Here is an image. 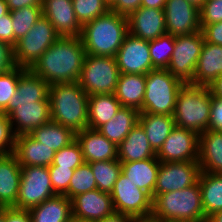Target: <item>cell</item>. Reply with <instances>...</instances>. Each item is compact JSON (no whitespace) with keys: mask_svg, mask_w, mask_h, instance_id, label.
<instances>
[{"mask_svg":"<svg viewBox=\"0 0 222 222\" xmlns=\"http://www.w3.org/2000/svg\"><path fill=\"white\" fill-rule=\"evenodd\" d=\"M146 88L140 113L173 116L176 97L184 83L167 69H154L146 75Z\"/></svg>","mask_w":222,"mask_h":222,"instance_id":"6","label":"cell"},{"mask_svg":"<svg viewBox=\"0 0 222 222\" xmlns=\"http://www.w3.org/2000/svg\"><path fill=\"white\" fill-rule=\"evenodd\" d=\"M60 37L45 16H41L29 32L13 47L15 66L30 69L39 57Z\"/></svg>","mask_w":222,"mask_h":222,"instance_id":"8","label":"cell"},{"mask_svg":"<svg viewBox=\"0 0 222 222\" xmlns=\"http://www.w3.org/2000/svg\"><path fill=\"white\" fill-rule=\"evenodd\" d=\"M86 52L79 36H60L30 70L49 85L79 81Z\"/></svg>","mask_w":222,"mask_h":222,"instance_id":"1","label":"cell"},{"mask_svg":"<svg viewBox=\"0 0 222 222\" xmlns=\"http://www.w3.org/2000/svg\"><path fill=\"white\" fill-rule=\"evenodd\" d=\"M0 41L8 43L12 47L17 43V40L14 38L10 11L0 18Z\"/></svg>","mask_w":222,"mask_h":222,"instance_id":"45","label":"cell"},{"mask_svg":"<svg viewBox=\"0 0 222 222\" xmlns=\"http://www.w3.org/2000/svg\"><path fill=\"white\" fill-rule=\"evenodd\" d=\"M21 180V165L13 152L0 154V207H14Z\"/></svg>","mask_w":222,"mask_h":222,"instance_id":"21","label":"cell"},{"mask_svg":"<svg viewBox=\"0 0 222 222\" xmlns=\"http://www.w3.org/2000/svg\"><path fill=\"white\" fill-rule=\"evenodd\" d=\"M150 217L161 222H207L199 183L152 197Z\"/></svg>","mask_w":222,"mask_h":222,"instance_id":"4","label":"cell"},{"mask_svg":"<svg viewBox=\"0 0 222 222\" xmlns=\"http://www.w3.org/2000/svg\"><path fill=\"white\" fill-rule=\"evenodd\" d=\"M128 33L127 17L109 10L82 25L79 37L86 54L115 57Z\"/></svg>","mask_w":222,"mask_h":222,"instance_id":"2","label":"cell"},{"mask_svg":"<svg viewBox=\"0 0 222 222\" xmlns=\"http://www.w3.org/2000/svg\"><path fill=\"white\" fill-rule=\"evenodd\" d=\"M97 183V189L101 192L111 193L121 171V162L108 160L89 163Z\"/></svg>","mask_w":222,"mask_h":222,"instance_id":"35","label":"cell"},{"mask_svg":"<svg viewBox=\"0 0 222 222\" xmlns=\"http://www.w3.org/2000/svg\"><path fill=\"white\" fill-rule=\"evenodd\" d=\"M145 88L146 78L144 74L120 73L115 96L121 106L134 108L141 112Z\"/></svg>","mask_w":222,"mask_h":222,"instance_id":"27","label":"cell"},{"mask_svg":"<svg viewBox=\"0 0 222 222\" xmlns=\"http://www.w3.org/2000/svg\"><path fill=\"white\" fill-rule=\"evenodd\" d=\"M200 173L198 161L160 162L154 195L190 187L198 182Z\"/></svg>","mask_w":222,"mask_h":222,"instance_id":"13","label":"cell"},{"mask_svg":"<svg viewBox=\"0 0 222 222\" xmlns=\"http://www.w3.org/2000/svg\"><path fill=\"white\" fill-rule=\"evenodd\" d=\"M16 136L30 134L51 121L50 101H10L3 111Z\"/></svg>","mask_w":222,"mask_h":222,"instance_id":"11","label":"cell"},{"mask_svg":"<svg viewBox=\"0 0 222 222\" xmlns=\"http://www.w3.org/2000/svg\"><path fill=\"white\" fill-rule=\"evenodd\" d=\"M119 75L115 57L86 54L78 83L88 96L115 94Z\"/></svg>","mask_w":222,"mask_h":222,"instance_id":"7","label":"cell"},{"mask_svg":"<svg viewBox=\"0 0 222 222\" xmlns=\"http://www.w3.org/2000/svg\"><path fill=\"white\" fill-rule=\"evenodd\" d=\"M84 163L83 154L79 143L75 140L55 153L50 166H60L76 169Z\"/></svg>","mask_w":222,"mask_h":222,"instance_id":"41","label":"cell"},{"mask_svg":"<svg viewBox=\"0 0 222 222\" xmlns=\"http://www.w3.org/2000/svg\"><path fill=\"white\" fill-rule=\"evenodd\" d=\"M222 22V0H205L200 8V26Z\"/></svg>","mask_w":222,"mask_h":222,"instance_id":"43","label":"cell"},{"mask_svg":"<svg viewBox=\"0 0 222 222\" xmlns=\"http://www.w3.org/2000/svg\"><path fill=\"white\" fill-rule=\"evenodd\" d=\"M14 67L13 47L0 41V74L6 73Z\"/></svg>","mask_w":222,"mask_h":222,"instance_id":"47","label":"cell"},{"mask_svg":"<svg viewBox=\"0 0 222 222\" xmlns=\"http://www.w3.org/2000/svg\"><path fill=\"white\" fill-rule=\"evenodd\" d=\"M15 135L6 115L0 111V154L13 152Z\"/></svg>","mask_w":222,"mask_h":222,"instance_id":"44","label":"cell"},{"mask_svg":"<svg viewBox=\"0 0 222 222\" xmlns=\"http://www.w3.org/2000/svg\"><path fill=\"white\" fill-rule=\"evenodd\" d=\"M203 45L202 31L175 37L174 51L167 70L184 84L191 83Z\"/></svg>","mask_w":222,"mask_h":222,"instance_id":"10","label":"cell"},{"mask_svg":"<svg viewBox=\"0 0 222 222\" xmlns=\"http://www.w3.org/2000/svg\"><path fill=\"white\" fill-rule=\"evenodd\" d=\"M159 168L160 161L157 157L132 162H121L122 173L151 198L154 195Z\"/></svg>","mask_w":222,"mask_h":222,"instance_id":"23","label":"cell"},{"mask_svg":"<svg viewBox=\"0 0 222 222\" xmlns=\"http://www.w3.org/2000/svg\"><path fill=\"white\" fill-rule=\"evenodd\" d=\"M69 222H94V221L82 220L72 216Z\"/></svg>","mask_w":222,"mask_h":222,"instance_id":"59","label":"cell"},{"mask_svg":"<svg viewBox=\"0 0 222 222\" xmlns=\"http://www.w3.org/2000/svg\"><path fill=\"white\" fill-rule=\"evenodd\" d=\"M222 74V45L204 41L193 81L190 84L207 86Z\"/></svg>","mask_w":222,"mask_h":222,"instance_id":"25","label":"cell"},{"mask_svg":"<svg viewBox=\"0 0 222 222\" xmlns=\"http://www.w3.org/2000/svg\"><path fill=\"white\" fill-rule=\"evenodd\" d=\"M127 19L129 33L143 40H155L167 33L164 9L141 6Z\"/></svg>","mask_w":222,"mask_h":222,"instance_id":"18","label":"cell"},{"mask_svg":"<svg viewBox=\"0 0 222 222\" xmlns=\"http://www.w3.org/2000/svg\"><path fill=\"white\" fill-rule=\"evenodd\" d=\"M4 222H32L28 210L4 208Z\"/></svg>","mask_w":222,"mask_h":222,"instance_id":"50","label":"cell"},{"mask_svg":"<svg viewBox=\"0 0 222 222\" xmlns=\"http://www.w3.org/2000/svg\"><path fill=\"white\" fill-rule=\"evenodd\" d=\"M133 218L129 215L122 214L119 212H114L113 214L105 217L102 220L96 222H131Z\"/></svg>","mask_w":222,"mask_h":222,"instance_id":"53","label":"cell"},{"mask_svg":"<svg viewBox=\"0 0 222 222\" xmlns=\"http://www.w3.org/2000/svg\"><path fill=\"white\" fill-rule=\"evenodd\" d=\"M198 183L201 189L205 217L222 210V174L201 172Z\"/></svg>","mask_w":222,"mask_h":222,"instance_id":"33","label":"cell"},{"mask_svg":"<svg viewBox=\"0 0 222 222\" xmlns=\"http://www.w3.org/2000/svg\"><path fill=\"white\" fill-rule=\"evenodd\" d=\"M209 129L222 131V99L212 97Z\"/></svg>","mask_w":222,"mask_h":222,"instance_id":"46","label":"cell"},{"mask_svg":"<svg viewBox=\"0 0 222 222\" xmlns=\"http://www.w3.org/2000/svg\"><path fill=\"white\" fill-rule=\"evenodd\" d=\"M122 74H144L154 70L150 57L149 41L128 33L115 56Z\"/></svg>","mask_w":222,"mask_h":222,"instance_id":"15","label":"cell"},{"mask_svg":"<svg viewBox=\"0 0 222 222\" xmlns=\"http://www.w3.org/2000/svg\"><path fill=\"white\" fill-rule=\"evenodd\" d=\"M201 172L222 174V131L208 129L199 135Z\"/></svg>","mask_w":222,"mask_h":222,"instance_id":"24","label":"cell"},{"mask_svg":"<svg viewBox=\"0 0 222 222\" xmlns=\"http://www.w3.org/2000/svg\"><path fill=\"white\" fill-rule=\"evenodd\" d=\"M51 121L75 133L88 127V94L78 82L49 85Z\"/></svg>","mask_w":222,"mask_h":222,"instance_id":"3","label":"cell"},{"mask_svg":"<svg viewBox=\"0 0 222 222\" xmlns=\"http://www.w3.org/2000/svg\"><path fill=\"white\" fill-rule=\"evenodd\" d=\"M156 157L142 126L135 125L118 145V160L132 162Z\"/></svg>","mask_w":222,"mask_h":222,"instance_id":"26","label":"cell"},{"mask_svg":"<svg viewBox=\"0 0 222 222\" xmlns=\"http://www.w3.org/2000/svg\"><path fill=\"white\" fill-rule=\"evenodd\" d=\"M211 94L207 86L184 84L176 97L173 118L175 126L199 135L209 129Z\"/></svg>","mask_w":222,"mask_h":222,"instance_id":"5","label":"cell"},{"mask_svg":"<svg viewBox=\"0 0 222 222\" xmlns=\"http://www.w3.org/2000/svg\"><path fill=\"white\" fill-rule=\"evenodd\" d=\"M174 44L175 37L167 33L149 41L150 57L155 69H167L174 51Z\"/></svg>","mask_w":222,"mask_h":222,"instance_id":"36","label":"cell"},{"mask_svg":"<svg viewBox=\"0 0 222 222\" xmlns=\"http://www.w3.org/2000/svg\"><path fill=\"white\" fill-rule=\"evenodd\" d=\"M48 170L55 194L64 195L68 191V186L75 169L60 166H49Z\"/></svg>","mask_w":222,"mask_h":222,"instance_id":"42","label":"cell"},{"mask_svg":"<svg viewBox=\"0 0 222 222\" xmlns=\"http://www.w3.org/2000/svg\"><path fill=\"white\" fill-rule=\"evenodd\" d=\"M25 70L23 67L15 66L6 73L0 74V111L3 112L7 108L17 91L19 77Z\"/></svg>","mask_w":222,"mask_h":222,"instance_id":"40","label":"cell"},{"mask_svg":"<svg viewBox=\"0 0 222 222\" xmlns=\"http://www.w3.org/2000/svg\"><path fill=\"white\" fill-rule=\"evenodd\" d=\"M14 38L18 41L26 35L42 16V6H26L11 11Z\"/></svg>","mask_w":222,"mask_h":222,"instance_id":"37","label":"cell"},{"mask_svg":"<svg viewBox=\"0 0 222 222\" xmlns=\"http://www.w3.org/2000/svg\"><path fill=\"white\" fill-rule=\"evenodd\" d=\"M138 123L144 129L150 146L156 153L175 127V121L171 115L139 113Z\"/></svg>","mask_w":222,"mask_h":222,"instance_id":"29","label":"cell"},{"mask_svg":"<svg viewBox=\"0 0 222 222\" xmlns=\"http://www.w3.org/2000/svg\"><path fill=\"white\" fill-rule=\"evenodd\" d=\"M139 111L121 106L116 115L102 125L98 131L117 146L125 139L131 129L138 124Z\"/></svg>","mask_w":222,"mask_h":222,"instance_id":"30","label":"cell"},{"mask_svg":"<svg viewBox=\"0 0 222 222\" xmlns=\"http://www.w3.org/2000/svg\"><path fill=\"white\" fill-rule=\"evenodd\" d=\"M115 212L132 218H147L152 212V198L136 187L121 172L110 193Z\"/></svg>","mask_w":222,"mask_h":222,"instance_id":"12","label":"cell"},{"mask_svg":"<svg viewBox=\"0 0 222 222\" xmlns=\"http://www.w3.org/2000/svg\"><path fill=\"white\" fill-rule=\"evenodd\" d=\"M167 0H142L141 6L146 8L164 9Z\"/></svg>","mask_w":222,"mask_h":222,"instance_id":"54","label":"cell"},{"mask_svg":"<svg viewBox=\"0 0 222 222\" xmlns=\"http://www.w3.org/2000/svg\"><path fill=\"white\" fill-rule=\"evenodd\" d=\"M0 222H4V208L0 209Z\"/></svg>","mask_w":222,"mask_h":222,"instance_id":"60","label":"cell"},{"mask_svg":"<svg viewBox=\"0 0 222 222\" xmlns=\"http://www.w3.org/2000/svg\"><path fill=\"white\" fill-rule=\"evenodd\" d=\"M13 153L21 166L49 167L56 152L24 134L15 137Z\"/></svg>","mask_w":222,"mask_h":222,"instance_id":"22","label":"cell"},{"mask_svg":"<svg viewBox=\"0 0 222 222\" xmlns=\"http://www.w3.org/2000/svg\"><path fill=\"white\" fill-rule=\"evenodd\" d=\"M71 207L73 217L94 222L115 212L111 195L99 189L76 195L71 199Z\"/></svg>","mask_w":222,"mask_h":222,"instance_id":"17","label":"cell"},{"mask_svg":"<svg viewBox=\"0 0 222 222\" xmlns=\"http://www.w3.org/2000/svg\"><path fill=\"white\" fill-rule=\"evenodd\" d=\"M8 12L9 9L7 7V3L5 0H0V18H2V16L6 15Z\"/></svg>","mask_w":222,"mask_h":222,"instance_id":"56","label":"cell"},{"mask_svg":"<svg viewBox=\"0 0 222 222\" xmlns=\"http://www.w3.org/2000/svg\"><path fill=\"white\" fill-rule=\"evenodd\" d=\"M121 108L115 94H96L88 98V128L98 130Z\"/></svg>","mask_w":222,"mask_h":222,"instance_id":"31","label":"cell"},{"mask_svg":"<svg viewBox=\"0 0 222 222\" xmlns=\"http://www.w3.org/2000/svg\"><path fill=\"white\" fill-rule=\"evenodd\" d=\"M84 162H101L118 159V146L109 141L98 130L85 128L76 133Z\"/></svg>","mask_w":222,"mask_h":222,"instance_id":"20","label":"cell"},{"mask_svg":"<svg viewBox=\"0 0 222 222\" xmlns=\"http://www.w3.org/2000/svg\"><path fill=\"white\" fill-rule=\"evenodd\" d=\"M164 14L167 34L173 37L201 31L200 8L187 0H167Z\"/></svg>","mask_w":222,"mask_h":222,"instance_id":"16","label":"cell"},{"mask_svg":"<svg viewBox=\"0 0 222 222\" xmlns=\"http://www.w3.org/2000/svg\"><path fill=\"white\" fill-rule=\"evenodd\" d=\"M96 189L97 183L91 166L89 163L84 162L75 169L68 186V191L64 195L71 200L76 195Z\"/></svg>","mask_w":222,"mask_h":222,"instance_id":"38","label":"cell"},{"mask_svg":"<svg viewBox=\"0 0 222 222\" xmlns=\"http://www.w3.org/2000/svg\"><path fill=\"white\" fill-rule=\"evenodd\" d=\"M28 212L32 222H69L72 217L71 200L56 194Z\"/></svg>","mask_w":222,"mask_h":222,"instance_id":"28","label":"cell"},{"mask_svg":"<svg viewBox=\"0 0 222 222\" xmlns=\"http://www.w3.org/2000/svg\"><path fill=\"white\" fill-rule=\"evenodd\" d=\"M29 135L55 152L76 140L72 129L52 121L34 129Z\"/></svg>","mask_w":222,"mask_h":222,"instance_id":"32","label":"cell"},{"mask_svg":"<svg viewBox=\"0 0 222 222\" xmlns=\"http://www.w3.org/2000/svg\"><path fill=\"white\" fill-rule=\"evenodd\" d=\"M73 9L81 25L106 14L110 6L104 0H72Z\"/></svg>","mask_w":222,"mask_h":222,"instance_id":"39","label":"cell"},{"mask_svg":"<svg viewBox=\"0 0 222 222\" xmlns=\"http://www.w3.org/2000/svg\"><path fill=\"white\" fill-rule=\"evenodd\" d=\"M46 166H21L17 201L13 208L29 210L55 196Z\"/></svg>","mask_w":222,"mask_h":222,"instance_id":"9","label":"cell"},{"mask_svg":"<svg viewBox=\"0 0 222 222\" xmlns=\"http://www.w3.org/2000/svg\"><path fill=\"white\" fill-rule=\"evenodd\" d=\"M207 88L211 97L222 99V74L207 85Z\"/></svg>","mask_w":222,"mask_h":222,"instance_id":"52","label":"cell"},{"mask_svg":"<svg viewBox=\"0 0 222 222\" xmlns=\"http://www.w3.org/2000/svg\"><path fill=\"white\" fill-rule=\"evenodd\" d=\"M42 15L60 36H80L82 25L76 18L72 0H43Z\"/></svg>","mask_w":222,"mask_h":222,"instance_id":"19","label":"cell"},{"mask_svg":"<svg viewBox=\"0 0 222 222\" xmlns=\"http://www.w3.org/2000/svg\"><path fill=\"white\" fill-rule=\"evenodd\" d=\"M5 2L11 12L26 6H42L43 0H5Z\"/></svg>","mask_w":222,"mask_h":222,"instance_id":"51","label":"cell"},{"mask_svg":"<svg viewBox=\"0 0 222 222\" xmlns=\"http://www.w3.org/2000/svg\"><path fill=\"white\" fill-rule=\"evenodd\" d=\"M207 222H222V210L213 213L207 218Z\"/></svg>","mask_w":222,"mask_h":222,"instance_id":"55","label":"cell"},{"mask_svg":"<svg viewBox=\"0 0 222 222\" xmlns=\"http://www.w3.org/2000/svg\"><path fill=\"white\" fill-rule=\"evenodd\" d=\"M187 1L197 6L198 8H201L203 6V3L205 2V0H187Z\"/></svg>","mask_w":222,"mask_h":222,"instance_id":"58","label":"cell"},{"mask_svg":"<svg viewBox=\"0 0 222 222\" xmlns=\"http://www.w3.org/2000/svg\"><path fill=\"white\" fill-rule=\"evenodd\" d=\"M131 222H161V221L154 219L152 217H147V218H133Z\"/></svg>","mask_w":222,"mask_h":222,"instance_id":"57","label":"cell"},{"mask_svg":"<svg viewBox=\"0 0 222 222\" xmlns=\"http://www.w3.org/2000/svg\"><path fill=\"white\" fill-rule=\"evenodd\" d=\"M201 31L205 42L222 45V22L205 25Z\"/></svg>","mask_w":222,"mask_h":222,"instance_id":"49","label":"cell"},{"mask_svg":"<svg viewBox=\"0 0 222 222\" xmlns=\"http://www.w3.org/2000/svg\"><path fill=\"white\" fill-rule=\"evenodd\" d=\"M199 134L175 126L156 153L160 162L198 161Z\"/></svg>","mask_w":222,"mask_h":222,"instance_id":"14","label":"cell"},{"mask_svg":"<svg viewBox=\"0 0 222 222\" xmlns=\"http://www.w3.org/2000/svg\"><path fill=\"white\" fill-rule=\"evenodd\" d=\"M109 6H111L116 0H104Z\"/></svg>","mask_w":222,"mask_h":222,"instance_id":"61","label":"cell"},{"mask_svg":"<svg viewBox=\"0 0 222 222\" xmlns=\"http://www.w3.org/2000/svg\"><path fill=\"white\" fill-rule=\"evenodd\" d=\"M49 84L26 69L19 77L17 91L10 101H49Z\"/></svg>","mask_w":222,"mask_h":222,"instance_id":"34","label":"cell"},{"mask_svg":"<svg viewBox=\"0 0 222 222\" xmlns=\"http://www.w3.org/2000/svg\"><path fill=\"white\" fill-rule=\"evenodd\" d=\"M142 0H116L110 11L128 17L132 12L141 7Z\"/></svg>","mask_w":222,"mask_h":222,"instance_id":"48","label":"cell"}]
</instances>
